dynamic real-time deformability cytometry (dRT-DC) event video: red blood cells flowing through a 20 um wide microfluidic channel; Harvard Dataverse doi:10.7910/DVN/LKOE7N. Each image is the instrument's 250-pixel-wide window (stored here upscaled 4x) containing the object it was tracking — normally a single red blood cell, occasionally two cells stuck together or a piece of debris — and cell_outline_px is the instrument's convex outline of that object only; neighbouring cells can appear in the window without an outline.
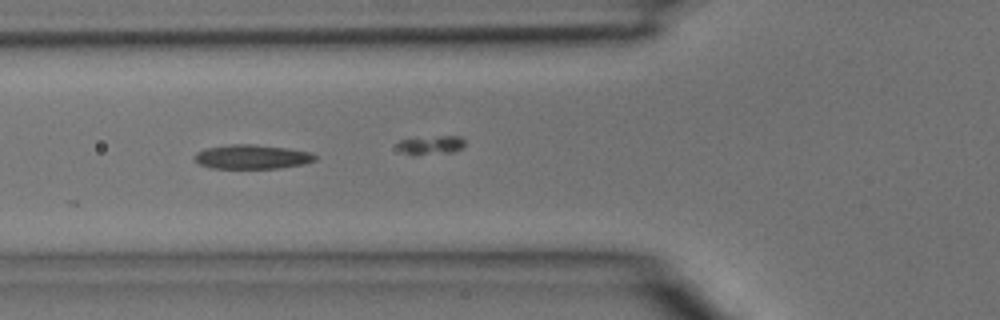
{"species": "common noctule bat (a hibernating species)", "species_latin": "Nyctalus noctula", "temperature_condition": "room temperature", "stored_images_in_passage": 7, "camera_frame_rate_fps": 3000, "um_per_image_px": 0.085, "animal": {"sex": "male", "body_mass_g": 15.6}, "frame": {"image": 1, "passage_image": 5, "time_ms": 1.333, "image_size_px": [1000, 320], "cell_outline_px": [[316, 160], [304, 164], [280, 168], [212, 168], [200, 164], [196, 160], [196, 152], [204, 148], [228, 144], [252, 144], [288, 148], [312, 152], [316, 156]], "centroid_in_image_um": [21.45, 13.32], "position_along_channel_um": 104.4, "area_um2": 17.05}}